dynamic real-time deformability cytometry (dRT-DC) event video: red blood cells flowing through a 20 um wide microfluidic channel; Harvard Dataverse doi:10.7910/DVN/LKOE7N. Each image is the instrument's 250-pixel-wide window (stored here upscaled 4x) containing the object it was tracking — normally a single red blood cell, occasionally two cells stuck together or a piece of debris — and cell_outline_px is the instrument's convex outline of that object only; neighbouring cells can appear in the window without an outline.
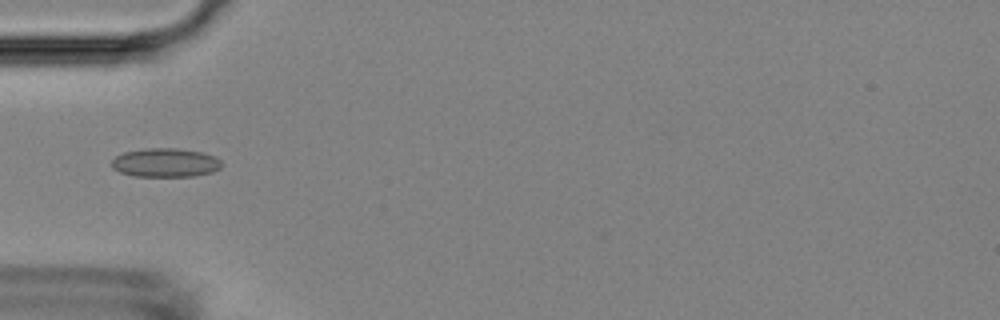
{"species": "Egyptian fruit bat (a non-hibernating species)", "species_latin": "Rousettus aegyptiacus", "temperature_condition": "room temperature", "stored_images_in_passage": 36, "camera_frame_rate_fps": 3000, "um_per_image_px": 0.085, "animal": {"sex": "female"}, "frame": {"image": 1, "passage_image": 1, "time_ms": 0.0, "image_size_px": [1000, 320], "cell_outline_px": [[224, 164], [220, 168], [212, 172], [196, 176], [132, 176], [120, 172], [112, 168], [112, 160], [116, 156], [124, 152], [148, 148], [176, 148], [204, 152], [216, 156]], "centroid_in_image_um": [14.1, 13.82], "position_along_channel_um": 70.9, "area_um2": 18.67}}
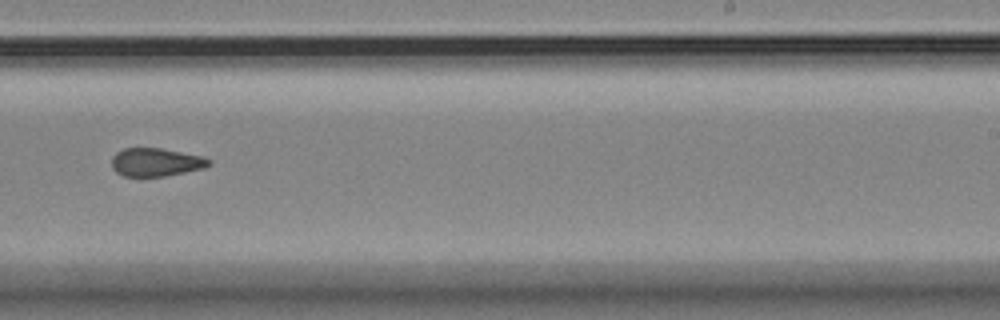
{"frame": {"image": 2, "passage_image": 17, "time_ms": 5.333, "image_size_px": [1000, 320], "cell_outline_px": [[212, 164], [204, 168], [164, 176], [124, 176], [116, 172], [112, 168], [112, 156], [116, 152], [124, 148], [160, 148], [204, 156], [212, 160]], "centroid_in_image_um": [13.27, 13.78], "position_along_channel_um": 275.7, "area_um2": 16.07}}
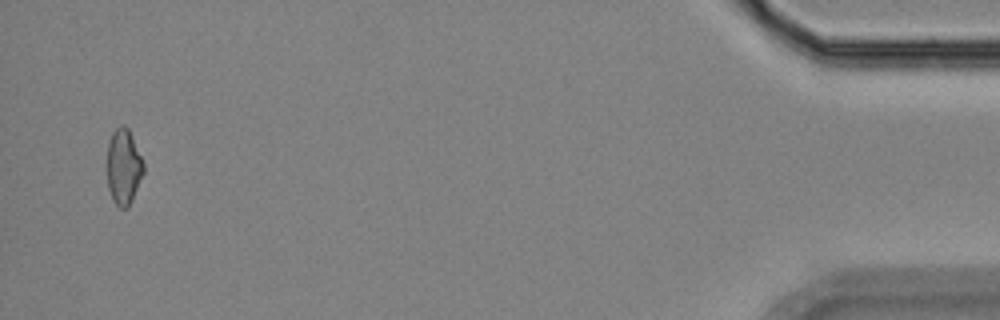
{"frame": {"image": 3, "passage_image": 35, "time_ms": 11.333, "image_size_px": [1000, 320], "cell_outline_px": [[144, 172], [132, 200], [128, 208], [120, 208], [112, 200], [108, 188], [104, 168], [108, 140], [112, 132], [120, 124], [124, 124], [128, 128], [144, 164]], "centroid_in_image_um": [10.44, 14.17], "position_along_channel_um": 424.8, "area_um2": 16.7}, "authors_computed_cell_mechanics": {"area_um2": 16.5019, "velocity_mm_per_s": 3.8262, "shape_relaxation_time_tau1_ms": null, "shape_relaxation_time_tau2_ms": 4.4066, "deformation_change_tau1": null, "deformation_change_tau2": 0.0971}}